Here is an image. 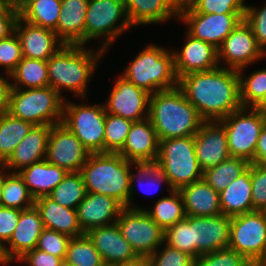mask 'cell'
Instances as JSON below:
<instances>
[{
  "mask_svg": "<svg viewBox=\"0 0 266 266\" xmlns=\"http://www.w3.org/2000/svg\"><path fill=\"white\" fill-rule=\"evenodd\" d=\"M181 50H173L178 79L192 72L209 71L219 67L218 49L207 42L186 33ZM179 51V52H178Z\"/></svg>",
  "mask_w": 266,
  "mask_h": 266,
  "instance_id": "21",
  "label": "cell"
},
{
  "mask_svg": "<svg viewBox=\"0 0 266 266\" xmlns=\"http://www.w3.org/2000/svg\"><path fill=\"white\" fill-rule=\"evenodd\" d=\"M90 152L80 140L62 123L51 126L46 161L67 172H79Z\"/></svg>",
  "mask_w": 266,
  "mask_h": 266,
  "instance_id": "15",
  "label": "cell"
},
{
  "mask_svg": "<svg viewBox=\"0 0 266 266\" xmlns=\"http://www.w3.org/2000/svg\"><path fill=\"white\" fill-rule=\"evenodd\" d=\"M219 121L224 125L227 134L230 156L252 163L258 137L263 129L256 110L253 107H242Z\"/></svg>",
  "mask_w": 266,
  "mask_h": 266,
  "instance_id": "11",
  "label": "cell"
},
{
  "mask_svg": "<svg viewBox=\"0 0 266 266\" xmlns=\"http://www.w3.org/2000/svg\"><path fill=\"white\" fill-rule=\"evenodd\" d=\"M4 168V179L0 194V206L24 210L34 206L35 199L19 173ZM25 203V204H24Z\"/></svg>",
  "mask_w": 266,
  "mask_h": 266,
  "instance_id": "36",
  "label": "cell"
},
{
  "mask_svg": "<svg viewBox=\"0 0 266 266\" xmlns=\"http://www.w3.org/2000/svg\"><path fill=\"white\" fill-rule=\"evenodd\" d=\"M243 19L251 27L258 46L266 54V4L261 9L246 5Z\"/></svg>",
  "mask_w": 266,
  "mask_h": 266,
  "instance_id": "50",
  "label": "cell"
},
{
  "mask_svg": "<svg viewBox=\"0 0 266 266\" xmlns=\"http://www.w3.org/2000/svg\"><path fill=\"white\" fill-rule=\"evenodd\" d=\"M115 266H150L149 257L146 255H138L136 258L126 261Z\"/></svg>",
  "mask_w": 266,
  "mask_h": 266,
  "instance_id": "56",
  "label": "cell"
},
{
  "mask_svg": "<svg viewBox=\"0 0 266 266\" xmlns=\"http://www.w3.org/2000/svg\"><path fill=\"white\" fill-rule=\"evenodd\" d=\"M150 95L120 75L114 83L107 103H104V108L107 113L133 122L140 121L148 117Z\"/></svg>",
  "mask_w": 266,
  "mask_h": 266,
  "instance_id": "16",
  "label": "cell"
},
{
  "mask_svg": "<svg viewBox=\"0 0 266 266\" xmlns=\"http://www.w3.org/2000/svg\"><path fill=\"white\" fill-rule=\"evenodd\" d=\"M245 13H197L188 5L179 8L178 19L188 26L187 33L214 45L217 49L232 30L243 20Z\"/></svg>",
  "mask_w": 266,
  "mask_h": 266,
  "instance_id": "13",
  "label": "cell"
},
{
  "mask_svg": "<svg viewBox=\"0 0 266 266\" xmlns=\"http://www.w3.org/2000/svg\"><path fill=\"white\" fill-rule=\"evenodd\" d=\"M22 59L21 44L15 31L0 40V66L4 68L6 77L16 69Z\"/></svg>",
  "mask_w": 266,
  "mask_h": 266,
  "instance_id": "46",
  "label": "cell"
},
{
  "mask_svg": "<svg viewBox=\"0 0 266 266\" xmlns=\"http://www.w3.org/2000/svg\"><path fill=\"white\" fill-rule=\"evenodd\" d=\"M10 3H14V4H19L21 2V0H7Z\"/></svg>",
  "mask_w": 266,
  "mask_h": 266,
  "instance_id": "64",
  "label": "cell"
},
{
  "mask_svg": "<svg viewBox=\"0 0 266 266\" xmlns=\"http://www.w3.org/2000/svg\"><path fill=\"white\" fill-rule=\"evenodd\" d=\"M71 237L54 230L44 229L38 238L36 248L53 256L65 259Z\"/></svg>",
  "mask_w": 266,
  "mask_h": 266,
  "instance_id": "47",
  "label": "cell"
},
{
  "mask_svg": "<svg viewBox=\"0 0 266 266\" xmlns=\"http://www.w3.org/2000/svg\"><path fill=\"white\" fill-rule=\"evenodd\" d=\"M58 266H73L70 262H68L66 259L61 260Z\"/></svg>",
  "mask_w": 266,
  "mask_h": 266,
  "instance_id": "62",
  "label": "cell"
},
{
  "mask_svg": "<svg viewBox=\"0 0 266 266\" xmlns=\"http://www.w3.org/2000/svg\"><path fill=\"white\" fill-rule=\"evenodd\" d=\"M61 258L41 251L37 248L27 252L18 261L28 264V266H58Z\"/></svg>",
  "mask_w": 266,
  "mask_h": 266,
  "instance_id": "53",
  "label": "cell"
},
{
  "mask_svg": "<svg viewBox=\"0 0 266 266\" xmlns=\"http://www.w3.org/2000/svg\"><path fill=\"white\" fill-rule=\"evenodd\" d=\"M65 259L73 266H105L99 251L86 233L70 239Z\"/></svg>",
  "mask_w": 266,
  "mask_h": 266,
  "instance_id": "39",
  "label": "cell"
},
{
  "mask_svg": "<svg viewBox=\"0 0 266 266\" xmlns=\"http://www.w3.org/2000/svg\"><path fill=\"white\" fill-rule=\"evenodd\" d=\"M19 9L17 4L8 2L0 9V40L8 37L14 32Z\"/></svg>",
  "mask_w": 266,
  "mask_h": 266,
  "instance_id": "52",
  "label": "cell"
},
{
  "mask_svg": "<svg viewBox=\"0 0 266 266\" xmlns=\"http://www.w3.org/2000/svg\"><path fill=\"white\" fill-rule=\"evenodd\" d=\"M64 101L65 97L51 86L12 88L7 112L35 126H52L62 122Z\"/></svg>",
  "mask_w": 266,
  "mask_h": 266,
  "instance_id": "7",
  "label": "cell"
},
{
  "mask_svg": "<svg viewBox=\"0 0 266 266\" xmlns=\"http://www.w3.org/2000/svg\"><path fill=\"white\" fill-rule=\"evenodd\" d=\"M86 194L80 172H68L48 196L63 207L77 209Z\"/></svg>",
  "mask_w": 266,
  "mask_h": 266,
  "instance_id": "38",
  "label": "cell"
},
{
  "mask_svg": "<svg viewBox=\"0 0 266 266\" xmlns=\"http://www.w3.org/2000/svg\"><path fill=\"white\" fill-rule=\"evenodd\" d=\"M266 54L258 46L251 27L244 19L232 30L218 47V62L223 59L227 68L239 70L246 69Z\"/></svg>",
  "mask_w": 266,
  "mask_h": 266,
  "instance_id": "14",
  "label": "cell"
},
{
  "mask_svg": "<svg viewBox=\"0 0 266 266\" xmlns=\"http://www.w3.org/2000/svg\"><path fill=\"white\" fill-rule=\"evenodd\" d=\"M106 266H115L138 256L121 234L117 223L91 228L86 232Z\"/></svg>",
  "mask_w": 266,
  "mask_h": 266,
  "instance_id": "22",
  "label": "cell"
},
{
  "mask_svg": "<svg viewBox=\"0 0 266 266\" xmlns=\"http://www.w3.org/2000/svg\"><path fill=\"white\" fill-rule=\"evenodd\" d=\"M182 196L186 216H216L222 214L219 193L203 179L178 190Z\"/></svg>",
  "mask_w": 266,
  "mask_h": 266,
  "instance_id": "28",
  "label": "cell"
},
{
  "mask_svg": "<svg viewBox=\"0 0 266 266\" xmlns=\"http://www.w3.org/2000/svg\"><path fill=\"white\" fill-rule=\"evenodd\" d=\"M135 165L119 153H90L79 172L87 192L107 195L129 208L130 169Z\"/></svg>",
  "mask_w": 266,
  "mask_h": 266,
  "instance_id": "4",
  "label": "cell"
},
{
  "mask_svg": "<svg viewBox=\"0 0 266 266\" xmlns=\"http://www.w3.org/2000/svg\"><path fill=\"white\" fill-rule=\"evenodd\" d=\"M228 247L242 254L254 266L266 265V214L254 210L231 217Z\"/></svg>",
  "mask_w": 266,
  "mask_h": 266,
  "instance_id": "9",
  "label": "cell"
},
{
  "mask_svg": "<svg viewBox=\"0 0 266 266\" xmlns=\"http://www.w3.org/2000/svg\"><path fill=\"white\" fill-rule=\"evenodd\" d=\"M150 266H193L194 258L165 243L162 251L157 250L148 256Z\"/></svg>",
  "mask_w": 266,
  "mask_h": 266,
  "instance_id": "48",
  "label": "cell"
},
{
  "mask_svg": "<svg viewBox=\"0 0 266 266\" xmlns=\"http://www.w3.org/2000/svg\"><path fill=\"white\" fill-rule=\"evenodd\" d=\"M7 3V0H0V9H2Z\"/></svg>",
  "mask_w": 266,
  "mask_h": 266,
  "instance_id": "63",
  "label": "cell"
},
{
  "mask_svg": "<svg viewBox=\"0 0 266 266\" xmlns=\"http://www.w3.org/2000/svg\"><path fill=\"white\" fill-rule=\"evenodd\" d=\"M34 126L8 112L0 114V165L11 156L20 141Z\"/></svg>",
  "mask_w": 266,
  "mask_h": 266,
  "instance_id": "34",
  "label": "cell"
},
{
  "mask_svg": "<svg viewBox=\"0 0 266 266\" xmlns=\"http://www.w3.org/2000/svg\"><path fill=\"white\" fill-rule=\"evenodd\" d=\"M124 5L131 26L162 23L179 14L174 0H124Z\"/></svg>",
  "mask_w": 266,
  "mask_h": 266,
  "instance_id": "29",
  "label": "cell"
},
{
  "mask_svg": "<svg viewBox=\"0 0 266 266\" xmlns=\"http://www.w3.org/2000/svg\"><path fill=\"white\" fill-rule=\"evenodd\" d=\"M0 74V114L7 112L11 93V82Z\"/></svg>",
  "mask_w": 266,
  "mask_h": 266,
  "instance_id": "54",
  "label": "cell"
},
{
  "mask_svg": "<svg viewBox=\"0 0 266 266\" xmlns=\"http://www.w3.org/2000/svg\"><path fill=\"white\" fill-rule=\"evenodd\" d=\"M164 243L195 259V244H192V226L188 223V216L165 230Z\"/></svg>",
  "mask_w": 266,
  "mask_h": 266,
  "instance_id": "43",
  "label": "cell"
},
{
  "mask_svg": "<svg viewBox=\"0 0 266 266\" xmlns=\"http://www.w3.org/2000/svg\"><path fill=\"white\" fill-rule=\"evenodd\" d=\"M154 165L167 178L168 189L179 190L203 178V170L195 155L194 135L159 140Z\"/></svg>",
  "mask_w": 266,
  "mask_h": 266,
  "instance_id": "6",
  "label": "cell"
},
{
  "mask_svg": "<svg viewBox=\"0 0 266 266\" xmlns=\"http://www.w3.org/2000/svg\"><path fill=\"white\" fill-rule=\"evenodd\" d=\"M118 153L135 164H155L159 153V139L148 117L133 122L126 142Z\"/></svg>",
  "mask_w": 266,
  "mask_h": 266,
  "instance_id": "19",
  "label": "cell"
},
{
  "mask_svg": "<svg viewBox=\"0 0 266 266\" xmlns=\"http://www.w3.org/2000/svg\"><path fill=\"white\" fill-rule=\"evenodd\" d=\"M148 118L159 140L193 136L205 121L178 86L150 95Z\"/></svg>",
  "mask_w": 266,
  "mask_h": 266,
  "instance_id": "2",
  "label": "cell"
},
{
  "mask_svg": "<svg viewBox=\"0 0 266 266\" xmlns=\"http://www.w3.org/2000/svg\"><path fill=\"white\" fill-rule=\"evenodd\" d=\"M34 206L40 214L44 228L76 237L83 235L78 223L77 210L63 207L49 196L35 199Z\"/></svg>",
  "mask_w": 266,
  "mask_h": 266,
  "instance_id": "27",
  "label": "cell"
},
{
  "mask_svg": "<svg viewBox=\"0 0 266 266\" xmlns=\"http://www.w3.org/2000/svg\"><path fill=\"white\" fill-rule=\"evenodd\" d=\"M260 116L261 124L266 129V108H254Z\"/></svg>",
  "mask_w": 266,
  "mask_h": 266,
  "instance_id": "58",
  "label": "cell"
},
{
  "mask_svg": "<svg viewBox=\"0 0 266 266\" xmlns=\"http://www.w3.org/2000/svg\"><path fill=\"white\" fill-rule=\"evenodd\" d=\"M132 120L106 112L104 129V153H118L124 146Z\"/></svg>",
  "mask_w": 266,
  "mask_h": 266,
  "instance_id": "41",
  "label": "cell"
},
{
  "mask_svg": "<svg viewBox=\"0 0 266 266\" xmlns=\"http://www.w3.org/2000/svg\"><path fill=\"white\" fill-rule=\"evenodd\" d=\"M193 266H254L242 254L230 247L202 254L194 259Z\"/></svg>",
  "mask_w": 266,
  "mask_h": 266,
  "instance_id": "44",
  "label": "cell"
},
{
  "mask_svg": "<svg viewBox=\"0 0 266 266\" xmlns=\"http://www.w3.org/2000/svg\"><path fill=\"white\" fill-rule=\"evenodd\" d=\"M253 108H266V94L262 98V100L257 105H255Z\"/></svg>",
  "mask_w": 266,
  "mask_h": 266,
  "instance_id": "60",
  "label": "cell"
},
{
  "mask_svg": "<svg viewBox=\"0 0 266 266\" xmlns=\"http://www.w3.org/2000/svg\"><path fill=\"white\" fill-rule=\"evenodd\" d=\"M169 195L157 200L152 209H144L163 230L186 217L180 192L169 189Z\"/></svg>",
  "mask_w": 266,
  "mask_h": 266,
  "instance_id": "35",
  "label": "cell"
},
{
  "mask_svg": "<svg viewBox=\"0 0 266 266\" xmlns=\"http://www.w3.org/2000/svg\"><path fill=\"white\" fill-rule=\"evenodd\" d=\"M250 163L242 158L230 157L217 166L203 171V180L216 192L221 193L231 182L244 172Z\"/></svg>",
  "mask_w": 266,
  "mask_h": 266,
  "instance_id": "37",
  "label": "cell"
},
{
  "mask_svg": "<svg viewBox=\"0 0 266 266\" xmlns=\"http://www.w3.org/2000/svg\"><path fill=\"white\" fill-rule=\"evenodd\" d=\"M238 72L242 107H254L266 94V68L255 70L249 76H244L242 69Z\"/></svg>",
  "mask_w": 266,
  "mask_h": 266,
  "instance_id": "40",
  "label": "cell"
},
{
  "mask_svg": "<svg viewBox=\"0 0 266 266\" xmlns=\"http://www.w3.org/2000/svg\"><path fill=\"white\" fill-rule=\"evenodd\" d=\"M195 155L204 171L230 158L227 134L220 121H204L194 135Z\"/></svg>",
  "mask_w": 266,
  "mask_h": 266,
  "instance_id": "18",
  "label": "cell"
},
{
  "mask_svg": "<svg viewBox=\"0 0 266 266\" xmlns=\"http://www.w3.org/2000/svg\"><path fill=\"white\" fill-rule=\"evenodd\" d=\"M245 0H192L188 6L197 13H245Z\"/></svg>",
  "mask_w": 266,
  "mask_h": 266,
  "instance_id": "45",
  "label": "cell"
},
{
  "mask_svg": "<svg viewBox=\"0 0 266 266\" xmlns=\"http://www.w3.org/2000/svg\"><path fill=\"white\" fill-rule=\"evenodd\" d=\"M14 31L21 44L22 57L47 61L64 43L55 31L17 18Z\"/></svg>",
  "mask_w": 266,
  "mask_h": 266,
  "instance_id": "20",
  "label": "cell"
},
{
  "mask_svg": "<svg viewBox=\"0 0 266 266\" xmlns=\"http://www.w3.org/2000/svg\"><path fill=\"white\" fill-rule=\"evenodd\" d=\"M178 87L205 121H219L242 108L239 72L223 65L186 74Z\"/></svg>",
  "mask_w": 266,
  "mask_h": 266,
  "instance_id": "1",
  "label": "cell"
},
{
  "mask_svg": "<svg viewBox=\"0 0 266 266\" xmlns=\"http://www.w3.org/2000/svg\"><path fill=\"white\" fill-rule=\"evenodd\" d=\"M104 105L75 104L64 101V124L90 153H104Z\"/></svg>",
  "mask_w": 266,
  "mask_h": 266,
  "instance_id": "10",
  "label": "cell"
},
{
  "mask_svg": "<svg viewBox=\"0 0 266 266\" xmlns=\"http://www.w3.org/2000/svg\"><path fill=\"white\" fill-rule=\"evenodd\" d=\"M89 0H61L57 36L67 45H85V19Z\"/></svg>",
  "mask_w": 266,
  "mask_h": 266,
  "instance_id": "26",
  "label": "cell"
},
{
  "mask_svg": "<svg viewBox=\"0 0 266 266\" xmlns=\"http://www.w3.org/2000/svg\"><path fill=\"white\" fill-rule=\"evenodd\" d=\"M123 208L112 197L87 192L76 209L79 226L86 233L91 228L116 223Z\"/></svg>",
  "mask_w": 266,
  "mask_h": 266,
  "instance_id": "23",
  "label": "cell"
},
{
  "mask_svg": "<svg viewBox=\"0 0 266 266\" xmlns=\"http://www.w3.org/2000/svg\"><path fill=\"white\" fill-rule=\"evenodd\" d=\"M192 0H174L175 4L180 8L182 6L188 5Z\"/></svg>",
  "mask_w": 266,
  "mask_h": 266,
  "instance_id": "59",
  "label": "cell"
},
{
  "mask_svg": "<svg viewBox=\"0 0 266 266\" xmlns=\"http://www.w3.org/2000/svg\"><path fill=\"white\" fill-rule=\"evenodd\" d=\"M0 194L2 190V185H3V179H4V167L0 165Z\"/></svg>",
  "mask_w": 266,
  "mask_h": 266,
  "instance_id": "61",
  "label": "cell"
},
{
  "mask_svg": "<svg viewBox=\"0 0 266 266\" xmlns=\"http://www.w3.org/2000/svg\"><path fill=\"white\" fill-rule=\"evenodd\" d=\"M192 226V244H195V259L229 245L231 217L225 214L216 216H188Z\"/></svg>",
  "mask_w": 266,
  "mask_h": 266,
  "instance_id": "17",
  "label": "cell"
},
{
  "mask_svg": "<svg viewBox=\"0 0 266 266\" xmlns=\"http://www.w3.org/2000/svg\"><path fill=\"white\" fill-rule=\"evenodd\" d=\"M134 168L137 169V172L133 174L131 171V175H130L129 208L145 209L142 207L139 208L138 206L135 207V205L134 204L132 205L131 203L132 202L131 200H133L131 196H133V191H135L134 190L135 181L138 180V186L145 193H147V190L145 189L146 190L145 191L143 189L144 185H146L147 187H154L156 189L153 188V190L157 191L158 188L160 187V184H162V182L166 183L167 186H169V182L167 178L163 175V173L153 164H136ZM149 189L152 190V188H149ZM150 191L149 193L155 192V191L153 192H150Z\"/></svg>",
  "mask_w": 266,
  "mask_h": 266,
  "instance_id": "42",
  "label": "cell"
},
{
  "mask_svg": "<svg viewBox=\"0 0 266 266\" xmlns=\"http://www.w3.org/2000/svg\"><path fill=\"white\" fill-rule=\"evenodd\" d=\"M130 27L124 0L88 1L85 19V46L91 40L104 38L105 40L99 48L106 51L113 41Z\"/></svg>",
  "mask_w": 266,
  "mask_h": 266,
  "instance_id": "8",
  "label": "cell"
},
{
  "mask_svg": "<svg viewBox=\"0 0 266 266\" xmlns=\"http://www.w3.org/2000/svg\"><path fill=\"white\" fill-rule=\"evenodd\" d=\"M250 165L239 177L219 193L222 214L229 217L253 211Z\"/></svg>",
  "mask_w": 266,
  "mask_h": 266,
  "instance_id": "31",
  "label": "cell"
},
{
  "mask_svg": "<svg viewBox=\"0 0 266 266\" xmlns=\"http://www.w3.org/2000/svg\"><path fill=\"white\" fill-rule=\"evenodd\" d=\"M50 130L51 125L34 126L2 166L8 169V172L14 170L13 173H18L33 163L45 159Z\"/></svg>",
  "mask_w": 266,
  "mask_h": 266,
  "instance_id": "24",
  "label": "cell"
},
{
  "mask_svg": "<svg viewBox=\"0 0 266 266\" xmlns=\"http://www.w3.org/2000/svg\"><path fill=\"white\" fill-rule=\"evenodd\" d=\"M44 229L43 221L35 206L21 210L17 226L6 243L9 246L5 247L10 260L18 261L27 252L35 249Z\"/></svg>",
  "mask_w": 266,
  "mask_h": 266,
  "instance_id": "25",
  "label": "cell"
},
{
  "mask_svg": "<svg viewBox=\"0 0 266 266\" xmlns=\"http://www.w3.org/2000/svg\"><path fill=\"white\" fill-rule=\"evenodd\" d=\"M5 245L6 244H3L2 242H0V264H4V265L12 262L6 253Z\"/></svg>",
  "mask_w": 266,
  "mask_h": 266,
  "instance_id": "57",
  "label": "cell"
},
{
  "mask_svg": "<svg viewBox=\"0 0 266 266\" xmlns=\"http://www.w3.org/2000/svg\"><path fill=\"white\" fill-rule=\"evenodd\" d=\"M19 17L35 26L51 29L57 34L61 0H21Z\"/></svg>",
  "mask_w": 266,
  "mask_h": 266,
  "instance_id": "32",
  "label": "cell"
},
{
  "mask_svg": "<svg viewBox=\"0 0 266 266\" xmlns=\"http://www.w3.org/2000/svg\"><path fill=\"white\" fill-rule=\"evenodd\" d=\"M20 209L0 206V242L7 243L15 230Z\"/></svg>",
  "mask_w": 266,
  "mask_h": 266,
  "instance_id": "51",
  "label": "cell"
},
{
  "mask_svg": "<svg viewBox=\"0 0 266 266\" xmlns=\"http://www.w3.org/2000/svg\"><path fill=\"white\" fill-rule=\"evenodd\" d=\"M252 163L266 167V129H262L255 150V157Z\"/></svg>",
  "mask_w": 266,
  "mask_h": 266,
  "instance_id": "55",
  "label": "cell"
},
{
  "mask_svg": "<svg viewBox=\"0 0 266 266\" xmlns=\"http://www.w3.org/2000/svg\"><path fill=\"white\" fill-rule=\"evenodd\" d=\"M18 173L34 199H38L48 196L68 172L64 168L48 163L46 159H43Z\"/></svg>",
  "mask_w": 266,
  "mask_h": 266,
  "instance_id": "30",
  "label": "cell"
},
{
  "mask_svg": "<svg viewBox=\"0 0 266 266\" xmlns=\"http://www.w3.org/2000/svg\"><path fill=\"white\" fill-rule=\"evenodd\" d=\"M105 52L101 48L93 51L84 45L64 44L47 60L49 86L60 95V90L67 89L84 99L88 81Z\"/></svg>",
  "mask_w": 266,
  "mask_h": 266,
  "instance_id": "3",
  "label": "cell"
},
{
  "mask_svg": "<svg viewBox=\"0 0 266 266\" xmlns=\"http://www.w3.org/2000/svg\"><path fill=\"white\" fill-rule=\"evenodd\" d=\"M8 78L14 80V83L11 82L12 88L33 89L49 86L47 61L22 57Z\"/></svg>",
  "mask_w": 266,
  "mask_h": 266,
  "instance_id": "33",
  "label": "cell"
},
{
  "mask_svg": "<svg viewBox=\"0 0 266 266\" xmlns=\"http://www.w3.org/2000/svg\"><path fill=\"white\" fill-rule=\"evenodd\" d=\"M117 226L138 255L149 256L164 245L163 230L144 209L124 207L116 221Z\"/></svg>",
  "mask_w": 266,
  "mask_h": 266,
  "instance_id": "12",
  "label": "cell"
},
{
  "mask_svg": "<svg viewBox=\"0 0 266 266\" xmlns=\"http://www.w3.org/2000/svg\"><path fill=\"white\" fill-rule=\"evenodd\" d=\"M253 211L266 210V167L250 163Z\"/></svg>",
  "mask_w": 266,
  "mask_h": 266,
  "instance_id": "49",
  "label": "cell"
},
{
  "mask_svg": "<svg viewBox=\"0 0 266 266\" xmlns=\"http://www.w3.org/2000/svg\"><path fill=\"white\" fill-rule=\"evenodd\" d=\"M125 79L150 94L178 86L174 53L150 44L130 62L121 74Z\"/></svg>",
  "mask_w": 266,
  "mask_h": 266,
  "instance_id": "5",
  "label": "cell"
}]
</instances>
